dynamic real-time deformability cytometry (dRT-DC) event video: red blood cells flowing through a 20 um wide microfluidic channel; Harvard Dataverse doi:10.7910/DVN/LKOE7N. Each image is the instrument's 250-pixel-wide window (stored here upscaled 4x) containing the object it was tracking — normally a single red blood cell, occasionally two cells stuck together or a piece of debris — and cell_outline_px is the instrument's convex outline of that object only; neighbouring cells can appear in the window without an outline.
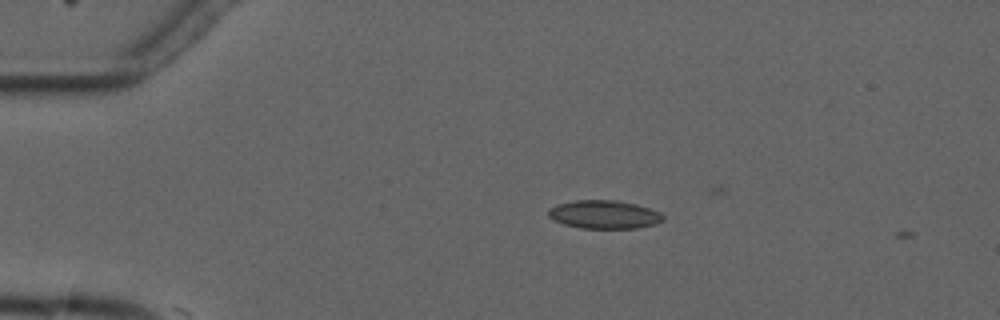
{"species": "common noctule bat (a hibernating species)", "species_latin": "Nyctalus noctula", "temperature_condition": "cold", "stored_images_in_passage": 6, "camera_frame_rate_fps": 3000, "um_per_image_px": 0.085, "animal": {"sex": "male", "forearm_length_mm": 52.5}, "frame": {"image": 1, "passage_image": 4, "time_ms": 3.333, "image_size_px": [1000, 320], "cell_outline_px": [[664, 220], [656, 224], [636, 228], [580, 228], [564, 224], [552, 220], [548, 216], [548, 208], [556, 204], [576, 200], [616, 200], [636, 204], [660, 212], [664, 216]], "centroid_in_image_um": [51.33, 18.23], "position_along_channel_um": 33.7, "area_um2": 19.07}}